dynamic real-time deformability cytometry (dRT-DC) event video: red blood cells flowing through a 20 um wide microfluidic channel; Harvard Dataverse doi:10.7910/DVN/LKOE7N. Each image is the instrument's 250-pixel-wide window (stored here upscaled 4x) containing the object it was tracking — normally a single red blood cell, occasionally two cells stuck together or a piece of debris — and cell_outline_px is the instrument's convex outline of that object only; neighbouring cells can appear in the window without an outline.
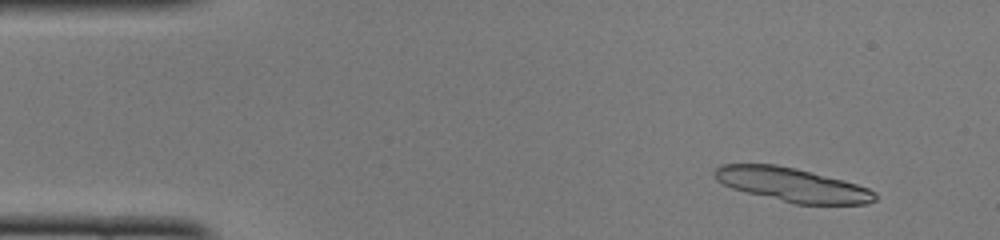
{"species": "common noctule bat (a hibernating species)", "species_latin": "Nyctalus noctula", "temperature_condition": "cold", "stored_images_in_passage": 36, "segment_of_instrument_passage": [1, 2], "camera_frame_rate_fps": 3000, "um_per_image_px": 0.085, "animal": {"sex": "female", "body_mass_g": 22.0, "forearm_length_mm": 56.7}, "frame": {"image": 1, "passage_image": 4, "time_ms": 1.0, "image_size_px": [1000, 240], "cell_outline_px": [[876, 200], [868, 204], [796, 204], [732, 188], [716, 180], [712, 176], [712, 172], [720, 164], [776, 164], [796, 168], [844, 180], [868, 188], [876, 192]], "centroid_in_image_um": [67.33, 15.69], "position_along_channel_um": 17.7, "area_um2": 31.56}}